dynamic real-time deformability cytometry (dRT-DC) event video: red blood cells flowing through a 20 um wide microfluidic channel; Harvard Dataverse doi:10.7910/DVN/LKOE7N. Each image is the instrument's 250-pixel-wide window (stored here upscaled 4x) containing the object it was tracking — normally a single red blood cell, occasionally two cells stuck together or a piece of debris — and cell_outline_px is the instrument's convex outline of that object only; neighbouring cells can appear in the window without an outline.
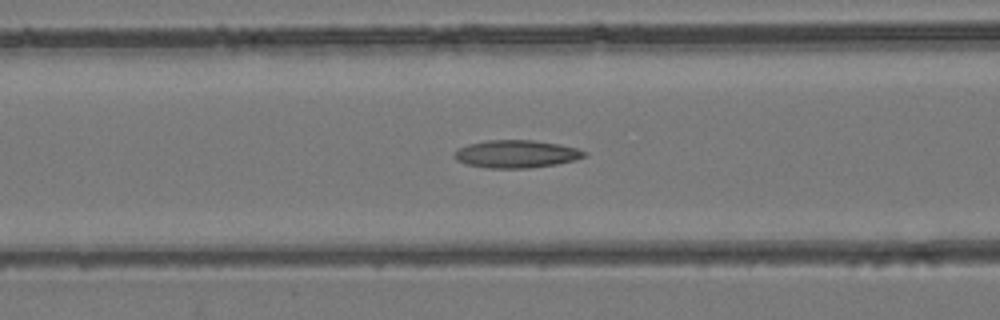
{"species": "common noctule bat (a hibernating species)", "species_latin": "Nyctalus noctula", "temperature_condition": "room temperature", "stored_images_in_passage": 44, "camera_frame_rate_fps": 3000, "um_per_image_px": 0.085, "animal": {"sex": "female", "body_mass_g": 24.6, "forearm_length_mm": 56.2}, "frame": {"image": 1, "passage_image": 18, "time_ms": 5.667, "image_size_px": [1000, 320], "cell_outline_px": [[588, 156], [576, 160], [556, 164], [528, 168], [488, 168], [464, 164], [456, 160], [452, 156], [452, 152], [468, 144], [488, 140], [532, 140], [560, 144], [576, 148], [588, 152]], "centroid_in_image_um": [43.88, 13.09], "position_along_channel_um": 122.7, "area_um2": 21.21}}
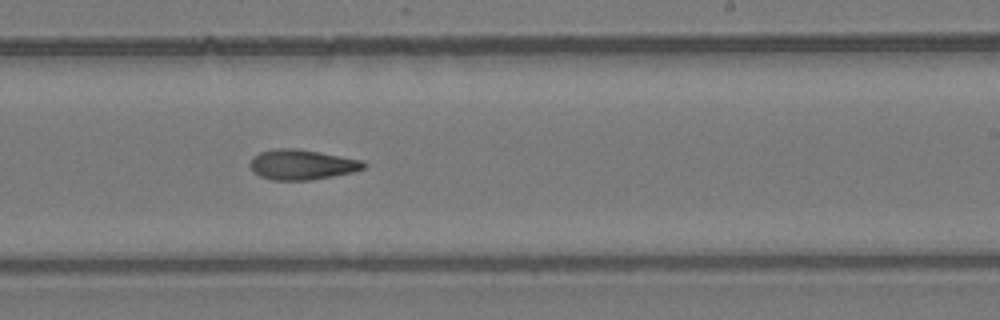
{"frame": {"image": 2, "passage_image": 27, "time_ms": 8.667, "image_size_px": [1000, 320], "cell_outline_px": [[368, 164], [364, 168], [352, 172], [312, 180], [272, 180], [260, 176], [252, 172], [248, 164], [252, 156], [260, 152], [276, 148], [292, 148], [316, 152], [360, 160]], "centroid_in_image_um": [25.58, 14.0], "position_along_channel_um": 263.4, "area_um2": 19.83}}
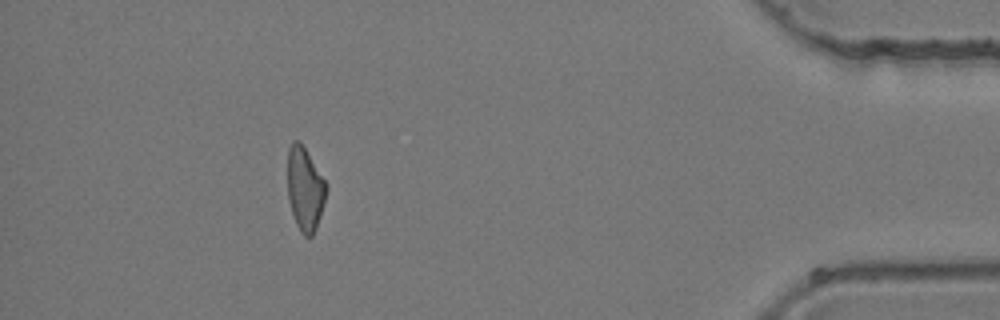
{"frame": {"image": 3, "passage_image": 40, "time_ms": 13.0, "image_size_px": [1000, 320], "cell_outline_px": [[328, 188], [320, 216], [316, 228], [312, 236], [304, 236], [300, 232], [296, 224], [288, 200], [288, 148], [292, 140], [300, 140], [328, 184]], "centroid_in_image_um": [25.93, 16.03], "position_along_channel_um": 409.3, "area_um2": 19.02}}